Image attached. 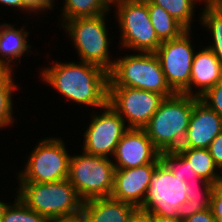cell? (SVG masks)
<instances>
[{
	"mask_svg": "<svg viewBox=\"0 0 222 222\" xmlns=\"http://www.w3.org/2000/svg\"><path fill=\"white\" fill-rule=\"evenodd\" d=\"M128 222H154V219L148 212L137 208L129 218Z\"/></svg>",
	"mask_w": 222,
	"mask_h": 222,
	"instance_id": "d6a6232c",
	"label": "cell"
},
{
	"mask_svg": "<svg viewBox=\"0 0 222 222\" xmlns=\"http://www.w3.org/2000/svg\"><path fill=\"white\" fill-rule=\"evenodd\" d=\"M15 200L13 205H6L1 222H50L44 215L27 207L19 198Z\"/></svg>",
	"mask_w": 222,
	"mask_h": 222,
	"instance_id": "cb8c5ba5",
	"label": "cell"
},
{
	"mask_svg": "<svg viewBox=\"0 0 222 222\" xmlns=\"http://www.w3.org/2000/svg\"><path fill=\"white\" fill-rule=\"evenodd\" d=\"M182 222H216L215 217L212 214L211 209H206L193 214L192 216L185 218Z\"/></svg>",
	"mask_w": 222,
	"mask_h": 222,
	"instance_id": "4dcf8cb0",
	"label": "cell"
},
{
	"mask_svg": "<svg viewBox=\"0 0 222 222\" xmlns=\"http://www.w3.org/2000/svg\"><path fill=\"white\" fill-rule=\"evenodd\" d=\"M137 208L111 196L83 202L79 222H128Z\"/></svg>",
	"mask_w": 222,
	"mask_h": 222,
	"instance_id": "e0dca14e",
	"label": "cell"
},
{
	"mask_svg": "<svg viewBox=\"0 0 222 222\" xmlns=\"http://www.w3.org/2000/svg\"><path fill=\"white\" fill-rule=\"evenodd\" d=\"M149 18L161 41L180 37L187 29L161 6L147 0Z\"/></svg>",
	"mask_w": 222,
	"mask_h": 222,
	"instance_id": "44dd1931",
	"label": "cell"
},
{
	"mask_svg": "<svg viewBox=\"0 0 222 222\" xmlns=\"http://www.w3.org/2000/svg\"><path fill=\"white\" fill-rule=\"evenodd\" d=\"M153 4L161 6L173 18L190 30L195 3L198 0H150Z\"/></svg>",
	"mask_w": 222,
	"mask_h": 222,
	"instance_id": "603a6c76",
	"label": "cell"
},
{
	"mask_svg": "<svg viewBox=\"0 0 222 222\" xmlns=\"http://www.w3.org/2000/svg\"><path fill=\"white\" fill-rule=\"evenodd\" d=\"M201 23L205 27H209L211 35H213L212 46H207L222 63V17L213 13L207 6L202 12Z\"/></svg>",
	"mask_w": 222,
	"mask_h": 222,
	"instance_id": "484cf974",
	"label": "cell"
},
{
	"mask_svg": "<svg viewBox=\"0 0 222 222\" xmlns=\"http://www.w3.org/2000/svg\"><path fill=\"white\" fill-rule=\"evenodd\" d=\"M114 174L115 165L109 157L84 152L70 157L68 180L83 201L111 196Z\"/></svg>",
	"mask_w": 222,
	"mask_h": 222,
	"instance_id": "5b68a950",
	"label": "cell"
},
{
	"mask_svg": "<svg viewBox=\"0 0 222 222\" xmlns=\"http://www.w3.org/2000/svg\"><path fill=\"white\" fill-rule=\"evenodd\" d=\"M194 107V96L175 93L166 97L143 128L161 153L181 147Z\"/></svg>",
	"mask_w": 222,
	"mask_h": 222,
	"instance_id": "3957f363",
	"label": "cell"
},
{
	"mask_svg": "<svg viewBox=\"0 0 222 222\" xmlns=\"http://www.w3.org/2000/svg\"><path fill=\"white\" fill-rule=\"evenodd\" d=\"M222 80V63L216 55L208 48L195 53L192 63L189 86L182 92L193 96L191 86L200 88L195 91V97H202L210 88ZM193 84V85H192Z\"/></svg>",
	"mask_w": 222,
	"mask_h": 222,
	"instance_id": "2e32d148",
	"label": "cell"
},
{
	"mask_svg": "<svg viewBox=\"0 0 222 222\" xmlns=\"http://www.w3.org/2000/svg\"><path fill=\"white\" fill-rule=\"evenodd\" d=\"M164 99L162 94L138 88L108 87V104L128 121V128L143 129Z\"/></svg>",
	"mask_w": 222,
	"mask_h": 222,
	"instance_id": "30bf717a",
	"label": "cell"
},
{
	"mask_svg": "<svg viewBox=\"0 0 222 222\" xmlns=\"http://www.w3.org/2000/svg\"><path fill=\"white\" fill-rule=\"evenodd\" d=\"M160 159L175 176L184 179L185 182L199 177L190 166V162L178 150L161 152Z\"/></svg>",
	"mask_w": 222,
	"mask_h": 222,
	"instance_id": "d4e9b609",
	"label": "cell"
},
{
	"mask_svg": "<svg viewBox=\"0 0 222 222\" xmlns=\"http://www.w3.org/2000/svg\"><path fill=\"white\" fill-rule=\"evenodd\" d=\"M6 205H7V203L0 201V222H1L3 210L5 209Z\"/></svg>",
	"mask_w": 222,
	"mask_h": 222,
	"instance_id": "74e56055",
	"label": "cell"
},
{
	"mask_svg": "<svg viewBox=\"0 0 222 222\" xmlns=\"http://www.w3.org/2000/svg\"><path fill=\"white\" fill-rule=\"evenodd\" d=\"M54 1L52 0H24V3L33 11L35 12L44 10V9H51Z\"/></svg>",
	"mask_w": 222,
	"mask_h": 222,
	"instance_id": "1f68e13d",
	"label": "cell"
},
{
	"mask_svg": "<svg viewBox=\"0 0 222 222\" xmlns=\"http://www.w3.org/2000/svg\"><path fill=\"white\" fill-rule=\"evenodd\" d=\"M222 132V118L200 98L194 96L189 126L180 148H208Z\"/></svg>",
	"mask_w": 222,
	"mask_h": 222,
	"instance_id": "5bb4252c",
	"label": "cell"
},
{
	"mask_svg": "<svg viewBox=\"0 0 222 222\" xmlns=\"http://www.w3.org/2000/svg\"><path fill=\"white\" fill-rule=\"evenodd\" d=\"M105 16L102 14L95 17L65 20L61 25L72 37L80 60L100 66L109 73L114 66V61H110L108 55L109 40L108 29L104 21Z\"/></svg>",
	"mask_w": 222,
	"mask_h": 222,
	"instance_id": "8992f818",
	"label": "cell"
},
{
	"mask_svg": "<svg viewBox=\"0 0 222 222\" xmlns=\"http://www.w3.org/2000/svg\"><path fill=\"white\" fill-rule=\"evenodd\" d=\"M102 114L94 115L84 135L83 152L89 155L108 157L114 155L121 137L129 129L124 119L110 105L103 107Z\"/></svg>",
	"mask_w": 222,
	"mask_h": 222,
	"instance_id": "7c38bea8",
	"label": "cell"
},
{
	"mask_svg": "<svg viewBox=\"0 0 222 222\" xmlns=\"http://www.w3.org/2000/svg\"><path fill=\"white\" fill-rule=\"evenodd\" d=\"M115 3L122 34L121 46L142 53H154L162 41L149 18L147 0H120Z\"/></svg>",
	"mask_w": 222,
	"mask_h": 222,
	"instance_id": "52a82bcc",
	"label": "cell"
},
{
	"mask_svg": "<svg viewBox=\"0 0 222 222\" xmlns=\"http://www.w3.org/2000/svg\"><path fill=\"white\" fill-rule=\"evenodd\" d=\"M205 4L213 13L222 17V0H205Z\"/></svg>",
	"mask_w": 222,
	"mask_h": 222,
	"instance_id": "836d02e7",
	"label": "cell"
},
{
	"mask_svg": "<svg viewBox=\"0 0 222 222\" xmlns=\"http://www.w3.org/2000/svg\"><path fill=\"white\" fill-rule=\"evenodd\" d=\"M12 70L0 62V84L11 74Z\"/></svg>",
	"mask_w": 222,
	"mask_h": 222,
	"instance_id": "8d00e7d4",
	"label": "cell"
},
{
	"mask_svg": "<svg viewBox=\"0 0 222 222\" xmlns=\"http://www.w3.org/2000/svg\"><path fill=\"white\" fill-rule=\"evenodd\" d=\"M190 30L180 37L162 41L154 52L166 81L175 93H182L188 86L195 51L190 43Z\"/></svg>",
	"mask_w": 222,
	"mask_h": 222,
	"instance_id": "8fae6325",
	"label": "cell"
},
{
	"mask_svg": "<svg viewBox=\"0 0 222 222\" xmlns=\"http://www.w3.org/2000/svg\"><path fill=\"white\" fill-rule=\"evenodd\" d=\"M108 87H133L162 94H175L168 85L155 53L132 54L114 60Z\"/></svg>",
	"mask_w": 222,
	"mask_h": 222,
	"instance_id": "277c9868",
	"label": "cell"
},
{
	"mask_svg": "<svg viewBox=\"0 0 222 222\" xmlns=\"http://www.w3.org/2000/svg\"><path fill=\"white\" fill-rule=\"evenodd\" d=\"M80 64L56 62L42 70V78L65 98L101 109L108 103L109 73L94 64Z\"/></svg>",
	"mask_w": 222,
	"mask_h": 222,
	"instance_id": "6da1fadb",
	"label": "cell"
},
{
	"mask_svg": "<svg viewBox=\"0 0 222 222\" xmlns=\"http://www.w3.org/2000/svg\"><path fill=\"white\" fill-rule=\"evenodd\" d=\"M210 209L216 219V222H222V179L213 190Z\"/></svg>",
	"mask_w": 222,
	"mask_h": 222,
	"instance_id": "f1b7e54d",
	"label": "cell"
},
{
	"mask_svg": "<svg viewBox=\"0 0 222 222\" xmlns=\"http://www.w3.org/2000/svg\"><path fill=\"white\" fill-rule=\"evenodd\" d=\"M70 157L60 138L43 139L32 151L18 178L20 182L34 183L68 179Z\"/></svg>",
	"mask_w": 222,
	"mask_h": 222,
	"instance_id": "9c48e42d",
	"label": "cell"
},
{
	"mask_svg": "<svg viewBox=\"0 0 222 222\" xmlns=\"http://www.w3.org/2000/svg\"><path fill=\"white\" fill-rule=\"evenodd\" d=\"M150 215L153 217L154 222H182V220H180L179 218L175 219L171 217L162 216L159 214H150Z\"/></svg>",
	"mask_w": 222,
	"mask_h": 222,
	"instance_id": "d590c367",
	"label": "cell"
},
{
	"mask_svg": "<svg viewBox=\"0 0 222 222\" xmlns=\"http://www.w3.org/2000/svg\"><path fill=\"white\" fill-rule=\"evenodd\" d=\"M111 5L115 4V2L120 1V0H107Z\"/></svg>",
	"mask_w": 222,
	"mask_h": 222,
	"instance_id": "f35d334b",
	"label": "cell"
},
{
	"mask_svg": "<svg viewBox=\"0 0 222 222\" xmlns=\"http://www.w3.org/2000/svg\"><path fill=\"white\" fill-rule=\"evenodd\" d=\"M115 169L140 167L159 163L160 152L154 147L144 129L129 128L121 137L114 152Z\"/></svg>",
	"mask_w": 222,
	"mask_h": 222,
	"instance_id": "4fadbf2b",
	"label": "cell"
},
{
	"mask_svg": "<svg viewBox=\"0 0 222 222\" xmlns=\"http://www.w3.org/2000/svg\"><path fill=\"white\" fill-rule=\"evenodd\" d=\"M188 188L184 179L160 161L151 176L146 196L139 208L149 214H159L178 219L177 209L187 200L185 189Z\"/></svg>",
	"mask_w": 222,
	"mask_h": 222,
	"instance_id": "ba28073f",
	"label": "cell"
},
{
	"mask_svg": "<svg viewBox=\"0 0 222 222\" xmlns=\"http://www.w3.org/2000/svg\"><path fill=\"white\" fill-rule=\"evenodd\" d=\"M215 164L222 169V132L217 135V137L211 142L207 148ZM222 171V170H221Z\"/></svg>",
	"mask_w": 222,
	"mask_h": 222,
	"instance_id": "f546056e",
	"label": "cell"
},
{
	"mask_svg": "<svg viewBox=\"0 0 222 222\" xmlns=\"http://www.w3.org/2000/svg\"><path fill=\"white\" fill-rule=\"evenodd\" d=\"M11 73L1 84H0V128L9 126L14 121L12 117V92L17 89L14 84Z\"/></svg>",
	"mask_w": 222,
	"mask_h": 222,
	"instance_id": "4316f807",
	"label": "cell"
},
{
	"mask_svg": "<svg viewBox=\"0 0 222 222\" xmlns=\"http://www.w3.org/2000/svg\"><path fill=\"white\" fill-rule=\"evenodd\" d=\"M0 3L3 5H8L12 7H16L23 10L32 11L25 3L24 0H0Z\"/></svg>",
	"mask_w": 222,
	"mask_h": 222,
	"instance_id": "e575fe53",
	"label": "cell"
},
{
	"mask_svg": "<svg viewBox=\"0 0 222 222\" xmlns=\"http://www.w3.org/2000/svg\"><path fill=\"white\" fill-rule=\"evenodd\" d=\"M157 164L149 163L140 167L115 169L111 197L140 208Z\"/></svg>",
	"mask_w": 222,
	"mask_h": 222,
	"instance_id": "9a60e30c",
	"label": "cell"
},
{
	"mask_svg": "<svg viewBox=\"0 0 222 222\" xmlns=\"http://www.w3.org/2000/svg\"><path fill=\"white\" fill-rule=\"evenodd\" d=\"M17 197L50 222H79L83 200L68 179L56 182H19Z\"/></svg>",
	"mask_w": 222,
	"mask_h": 222,
	"instance_id": "7a4b0ae2",
	"label": "cell"
},
{
	"mask_svg": "<svg viewBox=\"0 0 222 222\" xmlns=\"http://www.w3.org/2000/svg\"><path fill=\"white\" fill-rule=\"evenodd\" d=\"M200 99L222 118V80L210 88Z\"/></svg>",
	"mask_w": 222,
	"mask_h": 222,
	"instance_id": "83f0119b",
	"label": "cell"
},
{
	"mask_svg": "<svg viewBox=\"0 0 222 222\" xmlns=\"http://www.w3.org/2000/svg\"><path fill=\"white\" fill-rule=\"evenodd\" d=\"M11 24H0V62L12 69L10 62L21 59V55L29 51L30 45L27 44L28 32L24 27L20 30L13 28ZM7 61H6V60Z\"/></svg>",
	"mask_w": 222,
	"mask_h": 222,
	"instance_id": "ac0fdd59",
	"label": "cell"
},
{
	"mask_svg": "<svg viewBox=\"0 0 222 222\" xmlns=\"http://www.w3.org/2000/svg\"><path fill=\"white\" fill-rule=\"evenodd\" d=\"M178 151L190 162V166L197 175L214 185H218L222 175L207 148H179Z\"/></svg>",
	"mask_w": 222,
	"mask_h": 222,
	"instance_id": "ffe728a7",
	"label": "cell"
},
{
	"mask_svg": "<svg viewBox=\"0 0 222 222\" xmlns=\"http://www.w3.org/2000/svg\"><path fill=\"white\" fill-rule=\"evenodd\" d=\"M110 3L107 0H65L62 9V19L65 20L95 17L110 11Z\"/></svg>",
	"mask_w": 222,
	"mask_h": 222,
	"instance_id": "7402d4cb",
	"label": "cell"
},
{
	"mask_svg": "<svg viewBox=\"0 0 222 222\" xmlns=\"http://www.w3.org/2000/svg\"><path fill=\"white\" fill-rule=\"evenodd\" d=\"M201 182V186L203 187V194H200V192L198 191L199 188H197L199 187L197 183L201 184ZM186 183L188 185V188L185 189L187 200L182 203L177 209V213L180 220H184L185 218H188L197 212L209 209L211 203V196L213 190L216 187V185L207 182L206 180L200 177L192 178ZM195 184L198 186H196Z\"/></svg>",
	"mask_w": 222,
	"mask_h": 222,
	"instance_id": "d6986e66",
	"label": "cell"
}]
</instances>
